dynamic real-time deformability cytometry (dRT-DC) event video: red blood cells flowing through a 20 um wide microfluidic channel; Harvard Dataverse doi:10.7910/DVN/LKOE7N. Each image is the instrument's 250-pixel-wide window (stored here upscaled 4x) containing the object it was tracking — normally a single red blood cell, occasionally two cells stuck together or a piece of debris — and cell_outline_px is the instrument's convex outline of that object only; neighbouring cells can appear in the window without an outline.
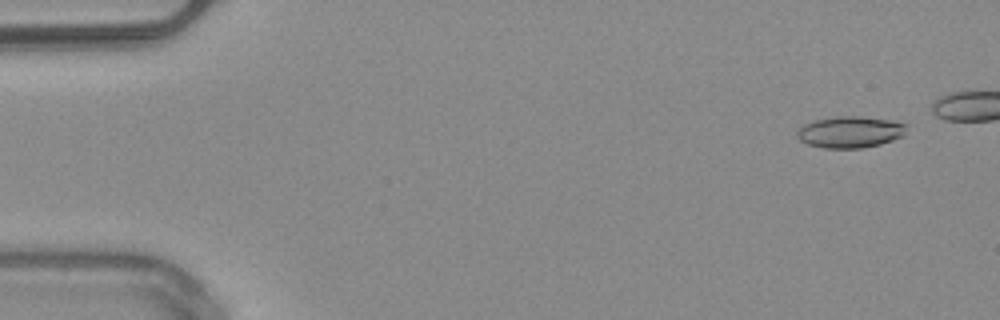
{"species": "common noctule bat (a hibernating species)", "species_latin": "Nyctalus noctula", "temperature_condition": "warm", "stored_images_in_passage": 13, "camera_frame_rate_fps": 3000, "um_per_image_px": 0.085, "animal": {"sex": "male", "body_mass_g": 20.4}, "frame": {"image": 1, "passage_image": 1, "time_ms": 0.0, "image_size_px": [1000, 320], "cell_outline_px": [[908, 124], [904, 136], [880, 144], [860, 148], [824, 148], [808, 144], [800, 140], [796, 136], [796, 132], [804, 124], [812, 120], [836, 116], [860, 116], [892, 120]], "centroid_in_image_um": [72.27, 11.21], "position_along_channel_um": 12.7, "area_um2": 20.29}}